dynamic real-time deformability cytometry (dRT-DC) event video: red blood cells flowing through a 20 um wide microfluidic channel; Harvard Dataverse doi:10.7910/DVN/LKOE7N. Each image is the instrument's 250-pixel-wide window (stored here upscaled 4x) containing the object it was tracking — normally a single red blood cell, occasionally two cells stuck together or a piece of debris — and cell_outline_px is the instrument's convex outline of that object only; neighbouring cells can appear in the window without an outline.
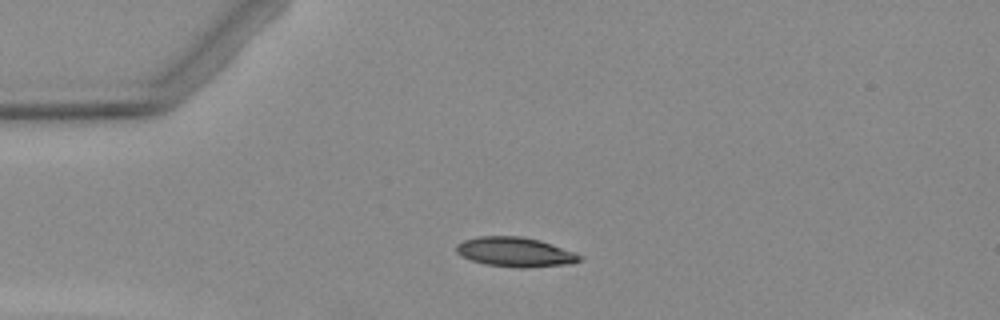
{"species": "Egyptian fruit bat (a non-hibernating species)", "species_latin": "Rousettus aegyptiacus", "temperature_condition": "warm", "stored_images_in_passage": 2, "camera_frame_rate_fps": 3000, "um_per_image_px": 0.085, "animal": {"sex": "female"}, "frame": {"image": 1, "passage_image": 1, "time_ms": 0.0, "image_size_px": [1000, 320], "cell_outline_px": [[584, 256], [580, 260], [572, 264], [524, 268], [484, 264], [460, 256], [456, 252], [456, 244], [464, 240], [480, 236], [520, 236], [540, 240], [576, 252]], "centroid_in_image_um": [43.81, 21.42], "position_along_channel_um": 41.2, "area_um2": 21.39}}